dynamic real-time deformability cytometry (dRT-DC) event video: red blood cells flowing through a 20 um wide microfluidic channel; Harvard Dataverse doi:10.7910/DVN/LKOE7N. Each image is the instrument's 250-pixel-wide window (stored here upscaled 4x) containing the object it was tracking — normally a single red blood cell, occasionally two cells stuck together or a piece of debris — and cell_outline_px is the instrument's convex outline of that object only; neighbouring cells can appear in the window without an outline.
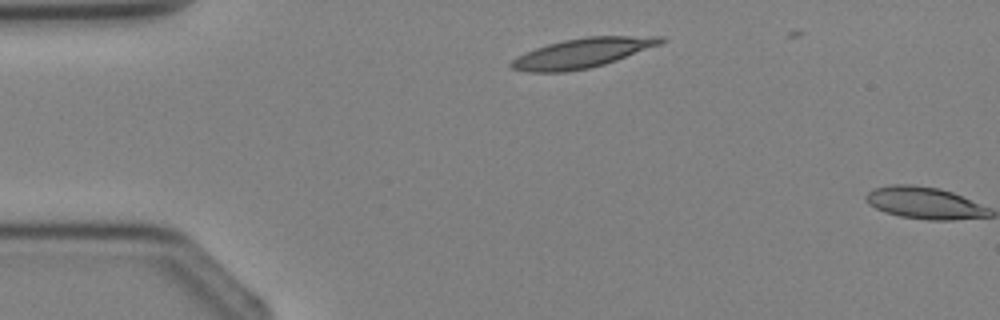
{"species": "Egyptian fruit bat (a non-hibernating species)", "species_latin": "Rousettus aegyptiacus", "temperature_condition": "cold", "stored_images_in_passage": 3, "camera_frame_rate_fps": 3000, "um_per_image_px": 0.085, "animal": {"sex": "female"}, "frame": {"image": 1, "passage_image": 2, "time_ms": 1.0, "image_size_px": [1000, 320], "cell_outline_px": [[668, 40], [660, 44], [616, 60], [604, 64], [588, 68], [564, 72], [528, 72], [512, 68], [508, 64], [516, 56], [536, 48], [548, 44], [564, 40], [588, 36], [664, 36]], "centroid_in_image_um": [49.49, 4.5], "position_along_channel_um": 35.5, "area_um2": 25.55}}